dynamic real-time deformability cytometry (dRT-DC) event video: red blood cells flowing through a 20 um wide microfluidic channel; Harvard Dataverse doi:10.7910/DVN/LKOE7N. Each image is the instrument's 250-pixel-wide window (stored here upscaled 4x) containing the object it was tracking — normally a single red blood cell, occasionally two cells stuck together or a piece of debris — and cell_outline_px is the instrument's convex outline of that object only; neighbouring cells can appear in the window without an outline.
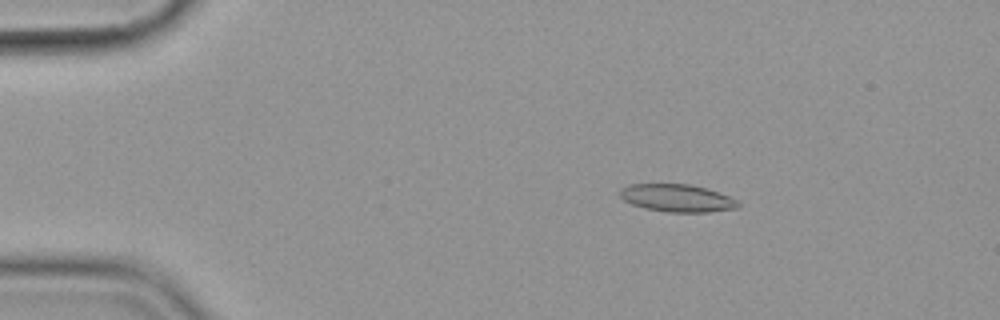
{"species": "common noctule bat (a hibernating species)", "species_latin": "Nyctalus noctula", "temperature_condition": "cold", "stored_images_in_passage": 57, "camera_frame_rate_fps": 3000, "um_per_image_px": 0.085, "animal": {"sex": "female", "body_mass_g": 19.9}, "frame": {"image": 1, "passage_image": 10, "time_ms": 3.0, "image_size_px": [1000, 320], "cell_outline_px": [[740, 208], [708, 212], [668, 212], [644, 208], [632, 204], [624, 200], [620, 196], [620, 188], [628, 184], [688, 184], [704, 188], [740, 200]], "centroid_in_image_um": [57.56, 16.84], "position_along_channel_um": 27.4, "area_um2": 19.02}}
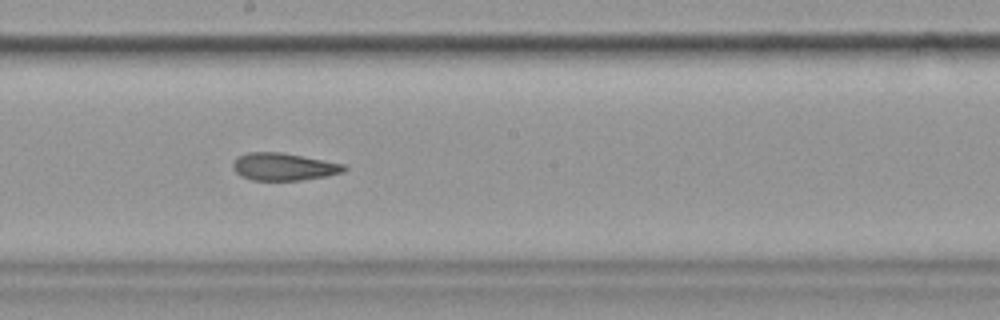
{"frame": {"image": 2, "passage_image": 32, "time_ms": 10.333, "image_size_px": [1000, 320], "cell_outline_px": [[348, 168], [344, 172], [324, 176], [300, 180], [252, 180], [240, 176], [232, 168], [232, 164], [240, 156], [248, 152], [280, 152], [344, 164]], "centroid_in_image_um": [24.1, 14.17], "position_along_channel_um": 224.1, "area_um2": 17.57}}
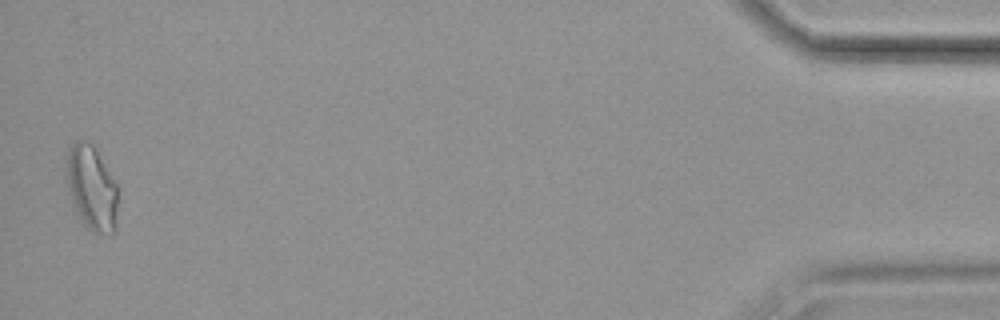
{"frame": {"image": 3, "passage_image": 56, "time_ms": 18.333, "image_size_px": [1000, 320], "cell_outline_px": [[116, 232], [112, 236], [92, 232], [84, 224], [72, 200], [68, 188], [64, 172], [64, 160], [72, 144], [76, 140], [84, 140], [92, 144], [96, 148], [116, 184]], "centroid_in_image_um": [7.77, 15.96], "position_along_channel_um": 427.4, "area_um2": 25.55}, "authors_computed_cell_mechanics": {"area_um2": 19.0162, "velocity_mm_per_s": 3.5872, "shape_relaxation_time_tau1_ms": 6.7466, "shape_relaxation_time_tau2_ms": 3.5734, "deformation_change_tau1": 0.1719, "deformation_change_tau2": 0.1163}}